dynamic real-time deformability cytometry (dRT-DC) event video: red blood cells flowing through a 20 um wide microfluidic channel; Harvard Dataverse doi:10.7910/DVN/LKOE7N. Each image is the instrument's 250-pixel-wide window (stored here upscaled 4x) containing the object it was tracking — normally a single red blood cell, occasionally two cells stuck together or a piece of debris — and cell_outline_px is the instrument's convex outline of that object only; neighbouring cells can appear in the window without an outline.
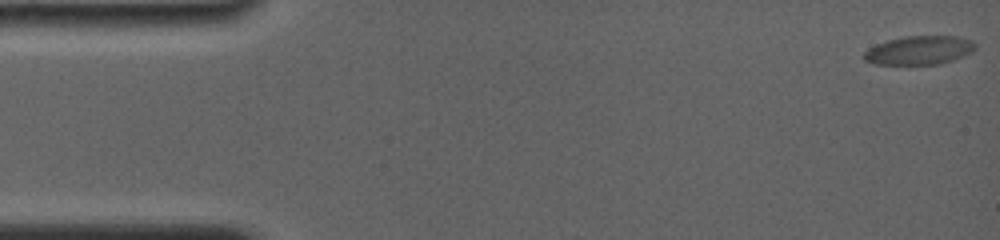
{"species": "common noctule bat (a hibernating species)", "species_latin": "Nyctalus noctula", "temperature_condition": "room temperature", "stored_images_in_passage": 35, "camera_frame_rate_fps": 4000, "um_per_image_px": 0.085, "animal": {"sex": "female", "body_mass_g": 19.0, "forearm_length_mm": 56.7}, "frame": {"image": 1, "passage_image": 1, "time_ms": 0.0, "image_size_px": [1000, 240], "cell_outline_px": [[976, 48], [972, 52], [952, 60], [940, 64], [872, 64], [864, 60], [864, 52], [868, 48], [876, 44], [888, 40], [904, 36], [956, 36], [972, 40], [976, 44]], "centroid_in_image_um": [78.13, 4.27], "position_along_channel_um": 6.9, "area_um2": 18.67}}
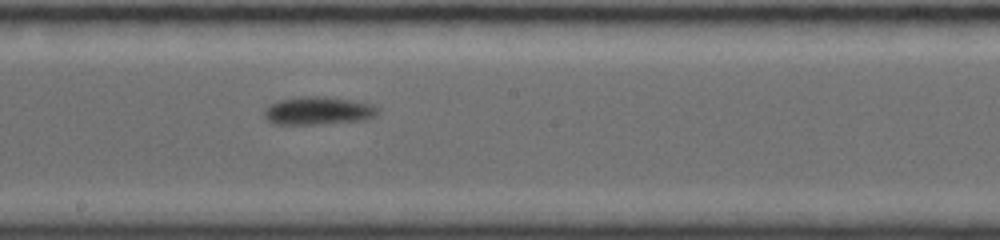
{"frame": {"image": 2, "passage_image": 20, "time_ms": 9.5, "image_size_px": [1000, 240], "cell_outline_px": [[380, 112], [376, 116], [368, 120], [316, 124], [276, 124], [268, 120], [264, 116], [264, 108], [280, 100], [308, 96], [324, 96], [352, 100], [372, 104], [380, 108]], "centroid_in_image_um": [27.12, 9.42], "position_along_channel_um": 221.1, "area_um2": 18.61}}
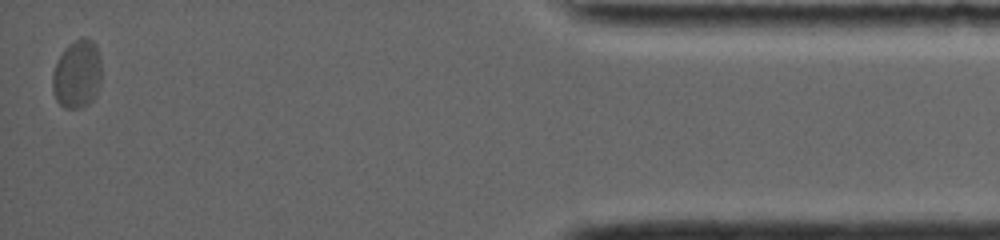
{"frame": {"image": 3, "passage_image": 35, "time_ms": 17.0, "image_size_px": [1000, 240], "cell_outline_px": [[100, 84], [96, 96], [88, 104], [80, 108], [64, 108], [56, 100], [52, 88], [52, 72], [60, 56], [68, 44], [84, 36], [92, 40], [96, 44], [100, 56]], "centroid_in_image_um": [6.56, 6.31], "position_along_channel_um": 428.6, "area_um2": 19.65}, "authors_computed_cell_mechanics": {"area_um2": 18.3226, "velocity_mm_per_s": 3.6102, "shape_relaxation_time_tau1_ms": 7.086, "shape_relaxation_time_tau2_ms": 1.129, "deformation_change_tau1": 0.1288, "deformation_change_tau2": 0.0326}}